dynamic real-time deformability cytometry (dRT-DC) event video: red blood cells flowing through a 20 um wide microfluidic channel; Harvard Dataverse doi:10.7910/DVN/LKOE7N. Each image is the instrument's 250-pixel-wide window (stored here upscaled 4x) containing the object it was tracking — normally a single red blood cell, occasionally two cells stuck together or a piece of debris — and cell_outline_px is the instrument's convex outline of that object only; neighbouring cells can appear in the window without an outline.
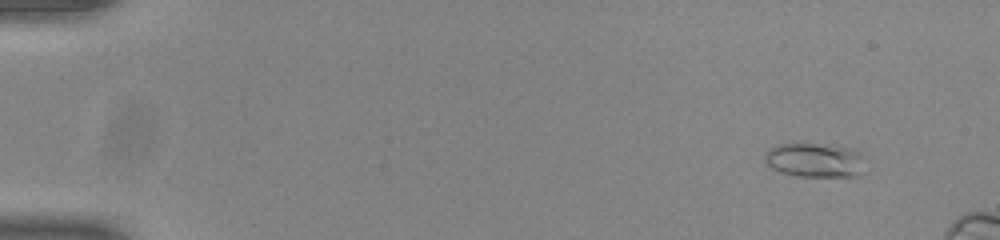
{"species": "common noctule bat (a hibernating species)", "species_latin": "Nyctalus noctula", "temperature_condition": "room temperature", "stored_images_in_passage": 17, "camera_frame_rate_fps": 3000, "um_per_image_px": 0.085, "animal": {"sex": "male", "body_mass_g": 20.0, "forearm_length_mm": 53.3}, "frame": {"image": 1, "passage_image": 6, "time_ms": 1.667, "image_size_px": [1000, 240], "cell_outline_px": [[864, 156], [856, 176], [796, 176], [780, 172], [772, 168], [764, 160], [764, 156], [768, 148], [776, 144], [836, 144], [856, 148]], "centroid_in_image_um": [69.23, 13.57], "position_along_channel_um": 15.8, "area_um2": 20.17}}